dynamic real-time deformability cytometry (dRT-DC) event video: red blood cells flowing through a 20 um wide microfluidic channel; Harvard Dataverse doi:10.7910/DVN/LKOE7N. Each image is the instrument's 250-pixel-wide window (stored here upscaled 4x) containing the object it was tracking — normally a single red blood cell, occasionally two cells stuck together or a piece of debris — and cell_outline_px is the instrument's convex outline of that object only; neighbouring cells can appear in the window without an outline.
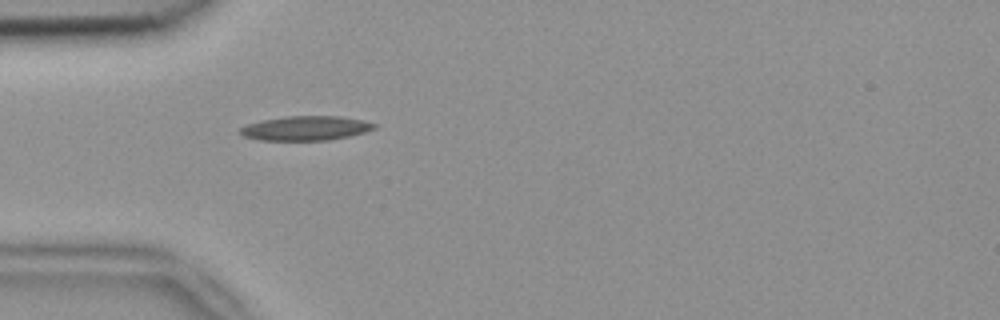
{"species": "common noctule bat (a hibernating species)", "species_latin": "Nyctalus noctula", "temperature_condition": "room temperature", "stored_images_in_passage": 1, "camera_frame_rate_fps": 3000, "um_per_image_px": 0.085, "animal": {"sex": "female", "body_mass_g": 18.4}, "frame": {"image": 1, "passage_image": 1, "time_ms": 0.0, "image_size_px": [1000, 320], "cell_outline_px": [[380, 124], [376, 128], [364, 132], [348, 136], [328, 140], [260, 140], [244, 136], [240, 132], [240, 128], [248, 124], [260, 120], [284, 116], [340, 116]], "centroid_in_image_um": [26.0, 10.89], "position_along_channel_um": 59.0, "area_um2": 19.02}}